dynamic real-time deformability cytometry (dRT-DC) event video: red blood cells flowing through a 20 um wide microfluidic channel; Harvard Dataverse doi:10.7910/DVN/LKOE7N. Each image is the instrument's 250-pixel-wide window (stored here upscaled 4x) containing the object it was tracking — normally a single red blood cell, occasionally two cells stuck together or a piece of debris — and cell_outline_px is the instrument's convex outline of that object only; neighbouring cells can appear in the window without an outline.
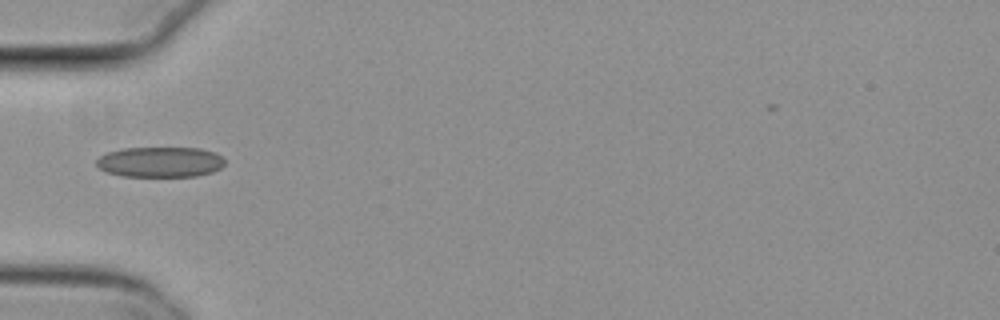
{"species": "common noctule bat (a hibernating species)", "species_latin": "Nyctalus noctula", "temperature_condition": "cold", "stored_images_in_passage": 4, "camera_frame_rate_fps": 3000, "um_per_image_px": 0.085, "animal": {"sex": "female", "body_mass_g": 29.2, "forearm_length_mm": 56.3}, "frame": {"image": 1, "passage_image": 1, "time_ms": 0.0, "image_size_px": [1000, 320], "cell_outline_px": [[224, 164], [220, 168], [212, 172], [196, 176], [124, 176], [104, 172], [96, 164], [96, 160], [100, 156], [108, 152], [120, 148], [200, 148], [216, 152], [224, 160]], "centroid_in_image_um": [13.6, 13.76], "position_along_channel_um": 71.4, "area_um2": 22.77}}
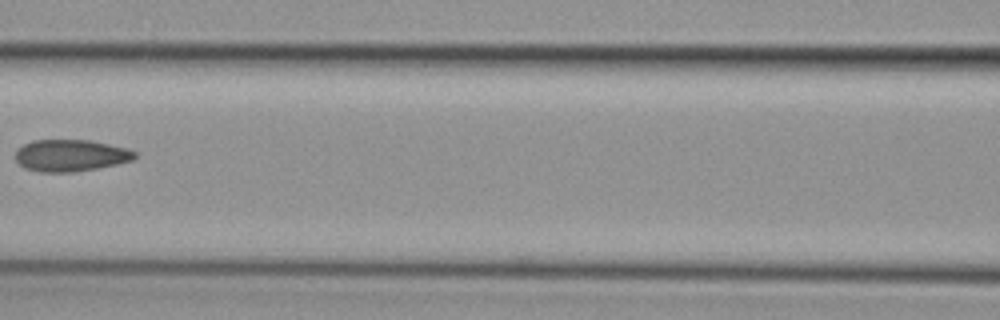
{"frame": {"image": 2, "passage_image": 3, "time_ms": 0.667, "image_size_px": [1000, 320], "cell_outline_px": [[136, 156], [132, 160], [116, 164], [96, 168], [72, 172], [40, 172], [24, 168], [16, 160], [16, 148], [32, 140], [88, 140], [128, 148], [136, 152]], "centroid_in_image_um": [5.98, 13.21], "position_along_channel_um": 160.6, "area_um2": 22.08}}
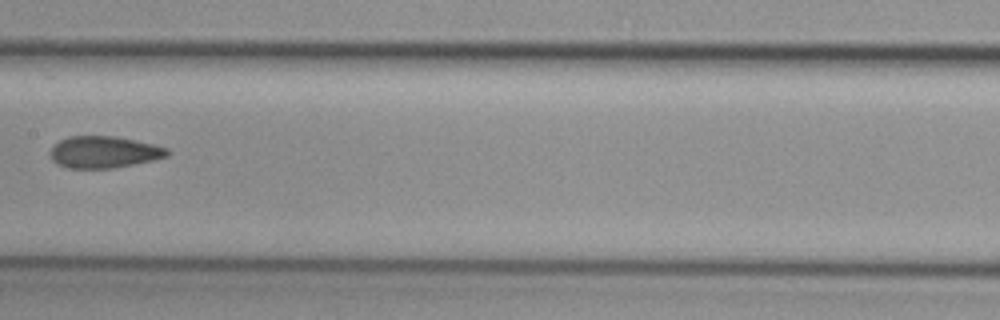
{"frame": {"image": 3, "passage_image": 4, "time_ms": 1.0, "image_size_px": [1000, 320], "cell_outline_px": [[168, 156], [152, 160], [112, 168], [68, 168], [56, 164], [52, 160], [48, 152], [60, 140], [68, 136], [116, 136], [136, 140], [168, 148]], "centroid_in_image_um": [8.8, 12.92], "position_along_channel_um": 198.6, "area_um2": 21.62}}